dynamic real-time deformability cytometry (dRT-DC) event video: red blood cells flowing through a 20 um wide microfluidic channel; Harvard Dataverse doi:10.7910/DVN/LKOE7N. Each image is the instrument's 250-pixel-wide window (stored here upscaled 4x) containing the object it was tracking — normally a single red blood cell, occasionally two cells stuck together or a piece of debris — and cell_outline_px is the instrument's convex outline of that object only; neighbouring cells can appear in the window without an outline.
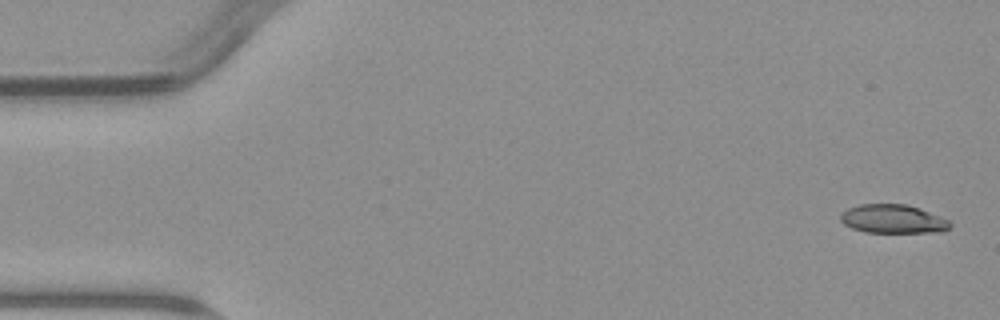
{"species": "common noctule bat (a hibernating species)", "species_latin": "Nyctalus noctula", "temperature_condition": "warm", "stored_images_in_passage": 6, "camera_frame_rate_fps": 3000, "um_per_image_px": 0.085, "animal": {"sex": "male", "body_mass_g": 23.1, "forearm_length_mm": 52.7}, "frame": {"image": 1, "passage_image": 1, "time_ms": 0.0, "image_size_px": [1000, 320], "cell_outline_px": [[952, 224], [944, 232], [864, 232], [852, 228], [844, 224], [840, 220], [840, 216], [848, 208], [860, 204], [908, 204], [920, 208], [940, 216], [948, 220]], "centroid_in_image_um": [75.92, 18.61], "position_along_channel_um": 9.1, "area_um2": 18.32}}